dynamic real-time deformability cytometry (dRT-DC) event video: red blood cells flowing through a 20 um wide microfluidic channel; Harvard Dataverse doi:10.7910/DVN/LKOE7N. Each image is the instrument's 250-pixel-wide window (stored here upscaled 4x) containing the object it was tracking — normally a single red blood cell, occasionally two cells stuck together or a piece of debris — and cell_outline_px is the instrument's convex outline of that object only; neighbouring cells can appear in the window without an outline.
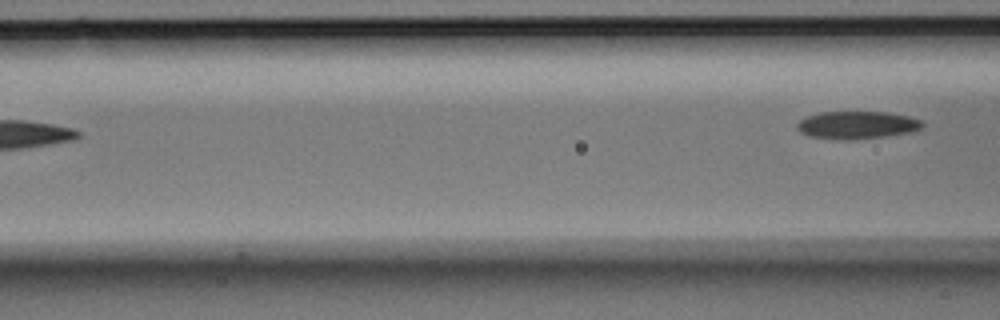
{"species": "Egyptian fruit bat (a non-hibernating species)", "species_latin": "Rousettus aegyptiacus", "temperature_condition": "room temperature", "stored_images_in_passage": 7, "camera_frame_rate_fps": 3000, "um_per_image_px": 0.085, "animal": {"sex": "male"}, "frame": {"image": 1, "passage_image": 7, "time_ms": 2.0, "image_size_px": [1000, 320], "cell_outline_px": [[924, 128], [912, 132], [884, 136], [844, 140], [808, 136], [800, 132], [796, 128], [796, 124], [800, 120], [808, 116], [820, 112], [888, 112], [908, 116], [924, 120]], "centroid_in_image_um": [72.88, 10.62], "position_along_channel_um": 93.7, "area_um2": 20.29}}